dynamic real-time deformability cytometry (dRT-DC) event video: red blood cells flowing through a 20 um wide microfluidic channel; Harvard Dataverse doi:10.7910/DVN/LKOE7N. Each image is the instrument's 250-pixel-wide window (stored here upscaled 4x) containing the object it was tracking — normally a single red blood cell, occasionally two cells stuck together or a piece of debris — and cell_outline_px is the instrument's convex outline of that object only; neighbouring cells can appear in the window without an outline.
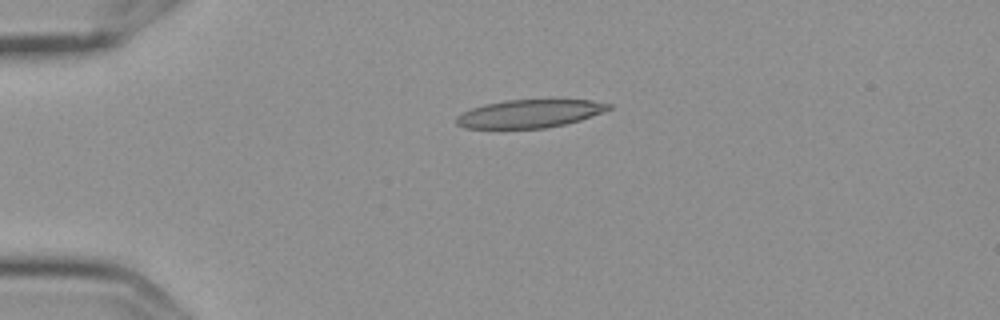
{"species": "Egyptian fruit bat (a non-hibernating species)", "species_latin": "Rousettus aegyptiacus", "temperature_condition": "cold", "stored_images_in_passage": 5, "camera_frame_rate_fps": 3000, "um_per_image_px": 0.085, "frame": {"image": 1, "passage_image": 4, "time_ms": 1.0, "image_size_px": [1000, 320], "cell_outline_px": [[612, 108], [604, 112], [580, 120], [564, 124], [544, 128], [464, 128], [456, 124], [456, 116], [472, 108], [484, 104], [504, 100], [592, 100], [612, 104]], "centroid_in_image_um": [45.03, 9.65], "position_along_channel_um": 40.0, "area_um2": 24.85}}